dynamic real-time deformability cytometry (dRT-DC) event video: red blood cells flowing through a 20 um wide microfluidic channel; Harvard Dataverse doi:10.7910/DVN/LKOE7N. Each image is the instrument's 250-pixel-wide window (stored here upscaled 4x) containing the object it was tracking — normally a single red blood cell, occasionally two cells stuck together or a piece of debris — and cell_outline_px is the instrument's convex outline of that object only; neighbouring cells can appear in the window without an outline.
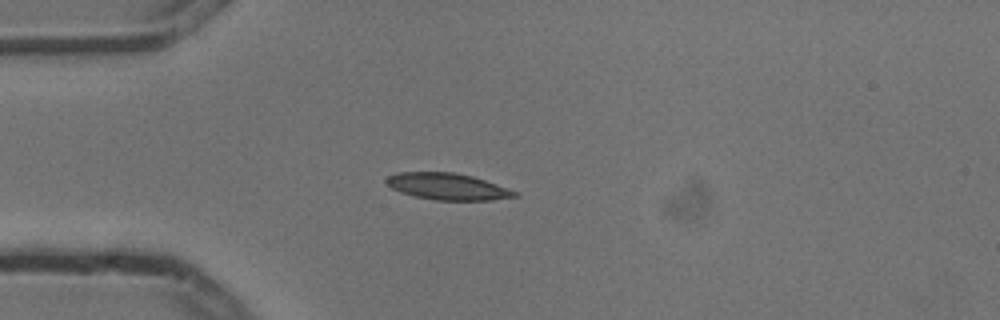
{"species": "common noctule bat (a hibernating species)", "species_latin": "Nyctalus noctula", "temperature_condition": "cold", "stored_images_in_passage": 1, "camera_frame_rate_fps": 3000, "um_per_image_px": 0.085, "animal": {"sex": "male", "body_mass_g": 13.3}, "frame": {"image": 1, "passage_image": 1, "time_ms": 0.0, "image_size_px": [1000, 320], "cell_outline_px": [[520, 196], [492, 200], [436, 200], [416, 196], [400, 192], [392, 188], [384, 180], [388, 176], [396, 172], [452, 172], [472, 176], [484, 180], [516, 192]], "centroid_in_image_um": [38.0, 15.85], "position_along_channel_um": 47.0, "area_um2": 19.65}}